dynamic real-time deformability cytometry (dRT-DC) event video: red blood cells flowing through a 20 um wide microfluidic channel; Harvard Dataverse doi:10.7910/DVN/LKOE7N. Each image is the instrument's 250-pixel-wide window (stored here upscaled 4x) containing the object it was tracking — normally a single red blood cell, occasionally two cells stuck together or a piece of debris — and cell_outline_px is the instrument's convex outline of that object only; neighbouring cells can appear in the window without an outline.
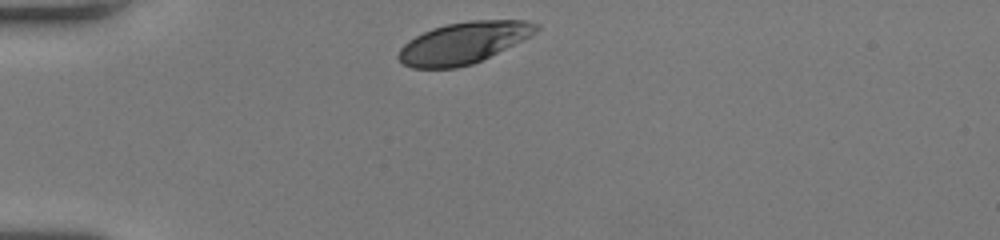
{"species": "human", "species_latin": "Homo sapiens", "temperature_condition": "room temperature", "stored_images_in_passage": 30, "camera_frame_rate_fps": 3000, "um_per_image_px": 0.085, "donor": {"sex": "female"}, "frame": {"image": 1, "passage_image": 1, "time_ms": 0.0, "image_size_px": [1000, 240], "cell_outline_px": [[540, 28], [536, 32], [472, 64], [456, 68], [412, 68], [404, 64], [396, 56], [400, 48], [408, 40], [432, 28], [448, 24], [472, 20], [528, 20], [540, 24]], "centroid_in_image_um": [39.36, 3.63], "position_along_channel_um": 45.6, "area_um2": 32.83}}
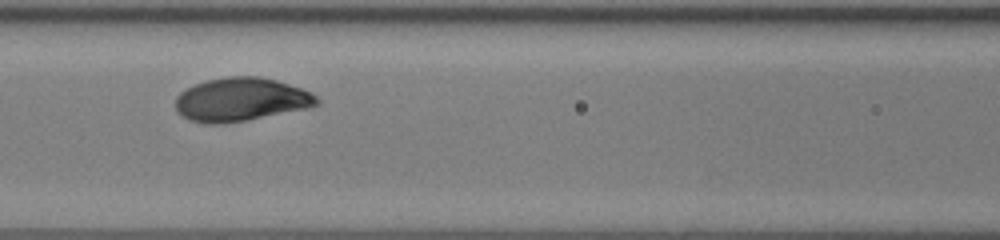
{"frame": {"image": 2, "passage_image": 11, "time_ms": 3.333, "image_size_px": [1000, 240], "cell_outline_px": [[320, 104], [312, 108], [244, 120], [216, 124], [208, 124], [188, 120], [176, 112], [176, 96], [180, 92], [196, 84], [208, 80], [228, 76], [260, 76], [276, 80], [312, 92], [320, 100]], "centroid_in_image_um": [20.51, 8.46], "position_along_channel_um": 146.1, "area_um2": 35.89}}
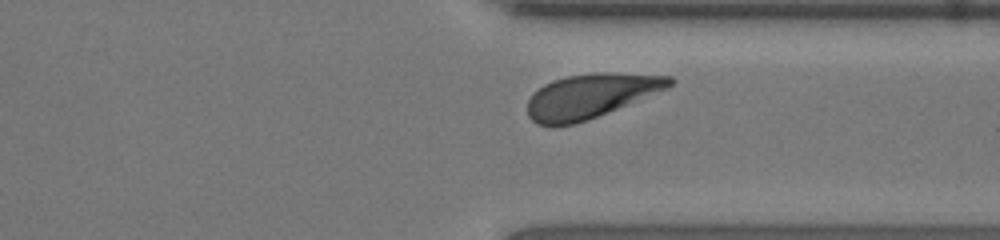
{"frame": {"image": 3, "passage_image": 27, "time_ms": 8.667, "image_size_px": [1000, 240], "cell_outline_px": [[676, 80], [668, 88], [596, 116], [572, 124], [536, 124], [528, 116], [528, 100], [532, 92], [544, 84], [552, 80], [568, 76], [592, 72], [612, 72], [672, 76]], "centroid_in_image_um": [50.2, 8.11], "position_along_channel_um": 361.2, "area_um2": 36.18}, "authors_computed_cell_mechanics": {"area_um2": 35.1713, "velocity_mm_per_s": 4.0148, "shape_relaxation_time_tau1_ms": 2.5253, "shape_relaxation_time_tau2_ms": null, "deformation_change_tau1": 0.1357, "deformation_change_tau2": null}}